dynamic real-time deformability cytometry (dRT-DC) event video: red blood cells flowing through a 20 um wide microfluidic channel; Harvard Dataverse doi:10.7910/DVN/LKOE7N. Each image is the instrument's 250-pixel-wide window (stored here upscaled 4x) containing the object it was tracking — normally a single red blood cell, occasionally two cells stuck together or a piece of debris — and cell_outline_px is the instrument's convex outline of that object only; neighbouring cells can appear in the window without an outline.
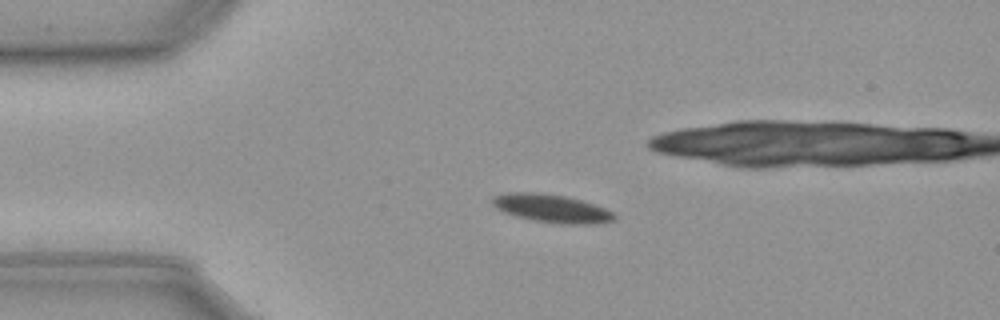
{"species": "common noctule bat (a hibernating species)", "species_latin": "Nyctalus noctula", "temperature_condition": "cold", "stored_images_in_passage": 46, "camera_frame_rate_fps": 3000, "um_per_image_px": 0.085, "animal": {"sex": "male", "body_mass_g": 23.1, "forearm_length_mm": 52.7}, "frame": {"image": 1, "passage_image": 1, "time_ms": 0.0, "image_size_px": [1000, 320], "cell_outline_px": [[616, 216], [612, 220], [596, 224], [560, 224], [532, 220], [516, 216], [504, 212], [496, 208], [492, 204], [492, 200], [496, 196], [508, 192], [532, 192], [564, 196], [580, 200], [604, 208], [612, 212]], "centroid_in_image_um": [46.87, 17.72], "position_along_channel_um": 38.1, "area_um2": 19.71}}
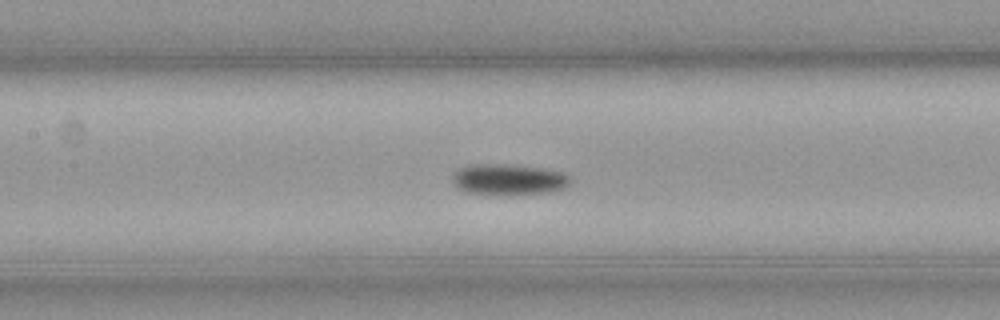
{"frame": {"image": 2, "passage_image": 14, "time_ms": 4.333, "image_size_px": [1000, 320], "cell_outline_px": [[568, 184], [564, 188], [552, 192], [516, 196], [504, 196], [464, 192], [456, 188], [452, 184], [452, 172], [468, 164], [504, 164], [536, 168], [560, 172], [568, 176]], "centroid_in_image_um": [43.12, 15.3], "position_along_channel_um": 164.3, "area_um2": 21.73}}
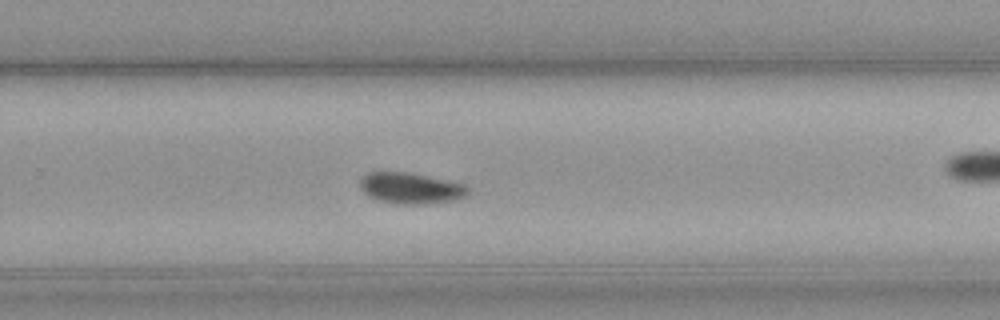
{"frame": {"image": 3, "passage_image": 25, "time_ms": 8.0, "image_size_px": [1000, 320], "cell_outline_px": [[468, 192], [464, 196], [452, 200], [424, 204], [396, 204], [380, 200], [368, 196], [360, 188], [360, 180], [364, 172], [412, 172], [448, 180], [464, 184], [468, 188]], "centroid_in_image_um": [34.87, 15.98], "position_along_channel_um": 294.9, "area_um2": 19.59}, "authors_computed_cell_mechanics": {"area_um2": 19.2474, "velocity_mm_per_s": 3.578, "shape_relaxation_time_tau1_ms": 1.9776, "shape_relaxation_time_tau2_ms": null, "deformation_change_tau1": 0.0969, "deformation_change_tau2": null}}